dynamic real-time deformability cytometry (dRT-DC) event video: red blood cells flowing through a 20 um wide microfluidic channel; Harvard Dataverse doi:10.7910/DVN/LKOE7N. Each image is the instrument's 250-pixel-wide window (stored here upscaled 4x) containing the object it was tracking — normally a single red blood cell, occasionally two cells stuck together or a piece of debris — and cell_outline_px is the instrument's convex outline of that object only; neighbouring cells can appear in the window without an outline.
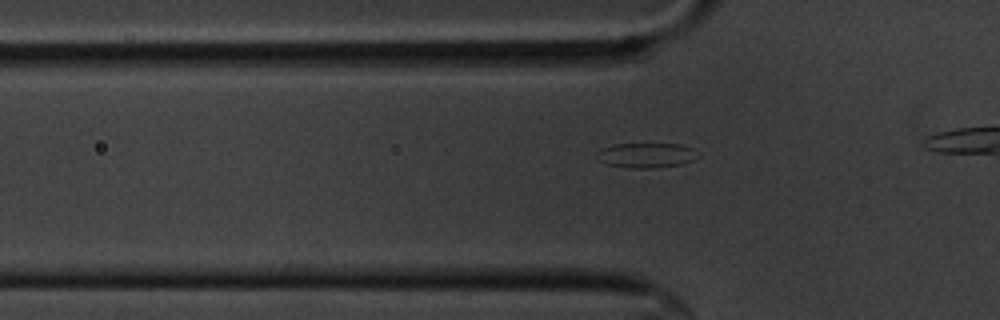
{"species": "common noctule bat (a hibernating species)", "species_latin": "Nyctalus noctula", "temperature_condition": "cold", "stored_images_in_passage": 15, "camera_frame_rate_fps": 3000, "um_per_image_px": 0.085, "animal": {"sex": "male", "body_mass_g": 20.1, "forearm_length_mm": 53.5}, "frame": {"image": 1, "passage_image": 5, "time_ms": 1.333, "image_size_px": [1000, 320], "cell_outline_px": [[700, 156], [684, 164], [656, 168], [628, 168], [608, 164], [596, 160], [596, 152], [600, 148], [612, 144], [680, 144], [692, 148]], "centroid_in_image_um": [54.9, 13.2], "position_along_channel_um": 70.9, "area_um2": 14.91}}
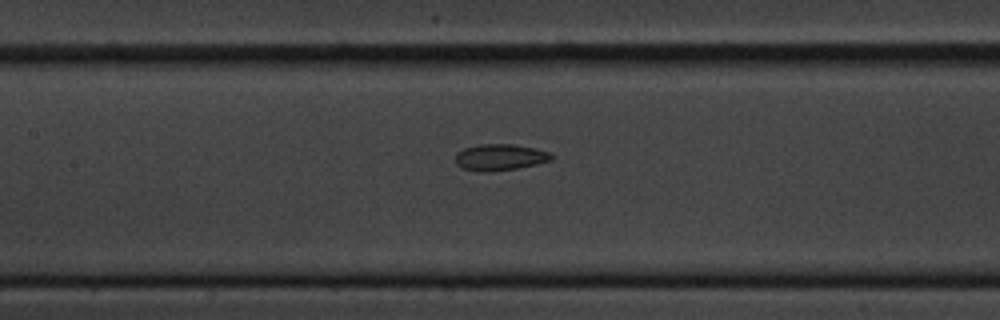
{"frame": {"image": 2, "passage_image": 13, "time_ms": 4.0, "image_size_px": [1000, 320], "cell_outline_px": [[556, 156], [552, 160], [536, 164], [516, 168], [488, 172], [480, 172], [460, 168], [456, 164], [456, 152], [464, 148], [480, 144], [512, 144], [536, 148], [548, 152]], "centroid_in_image_um": [42.49, 13.37], "position_along_channel_um": 164.9, "area_um2": 14.91}}